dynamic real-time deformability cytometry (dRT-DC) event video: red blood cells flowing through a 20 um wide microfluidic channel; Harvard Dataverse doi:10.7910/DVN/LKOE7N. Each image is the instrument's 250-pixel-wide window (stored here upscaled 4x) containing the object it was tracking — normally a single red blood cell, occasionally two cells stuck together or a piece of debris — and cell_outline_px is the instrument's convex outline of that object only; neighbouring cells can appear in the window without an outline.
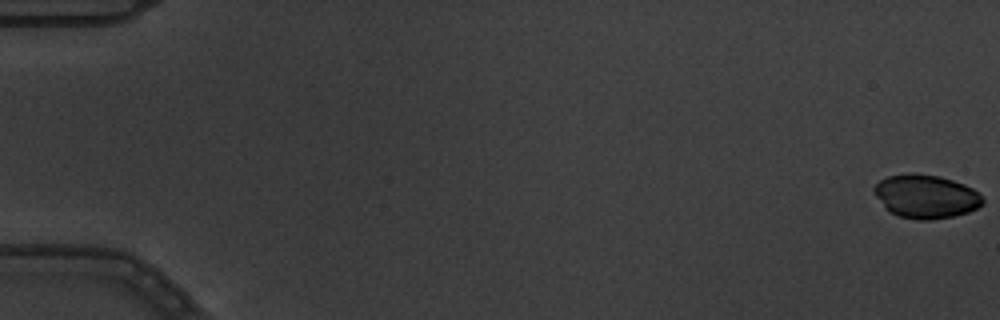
{"species": "common noctule bat (a hibernating species)", "species_latin": "Nyctalus noctula", "temperature_condition": "warm", "stored_images_in_passage": 6, "camera_frame_rate_fps": 3000, "um_per_image_px": 0.085, "animal": {"sex": "male", "body_mass_g": 19.5, "forearm_length_mm": 54.6}, "frame": {"image": 1, "passage_image": 1, "time_ms": 0.0, "image_size_px": [1000, 320], "cell_outline_px": [[984, 204], [968, 212], [952, 216], [932, 220], [916, 220], [900, 216], [884, 208], [876, 196], [872, 188], [880, 180], [888, 176], [908, 172], [912, 172], [940, 176], [964, 184], [972, 188], [984, 200]], "centroid_in_image_um": [78.68, 16.69], "position_along_channel_um": 6.3, "area_um2": 27.63}}
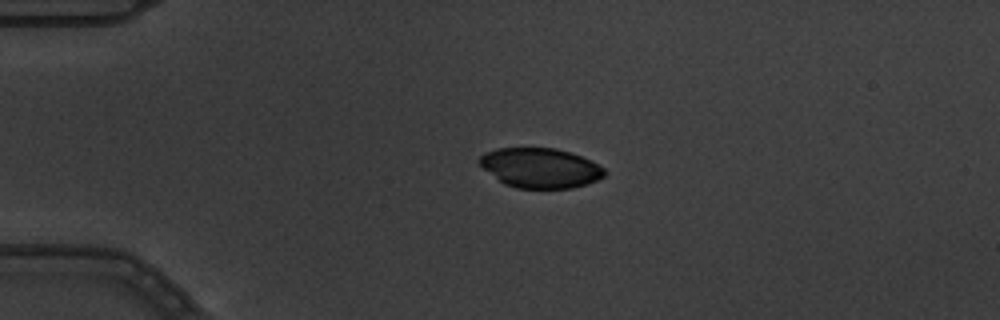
{"frame": {"image": 2, "passage_image": 5, "time_ms": 1.333, "image_size_px": [1000, 320], "cell_outline_px": [[608, 172], [604, 176], [588, 184], [572, 188], [516, 188], [504, 184], [484, 168], [476, 160], [484, 152], [496, 148], [556, 148], [580, 156], [604, 168]], "centroid_in_image_um": [45.91, 14.27], "position_along_channel_um": 39.1, "area_um2": 28.9}}